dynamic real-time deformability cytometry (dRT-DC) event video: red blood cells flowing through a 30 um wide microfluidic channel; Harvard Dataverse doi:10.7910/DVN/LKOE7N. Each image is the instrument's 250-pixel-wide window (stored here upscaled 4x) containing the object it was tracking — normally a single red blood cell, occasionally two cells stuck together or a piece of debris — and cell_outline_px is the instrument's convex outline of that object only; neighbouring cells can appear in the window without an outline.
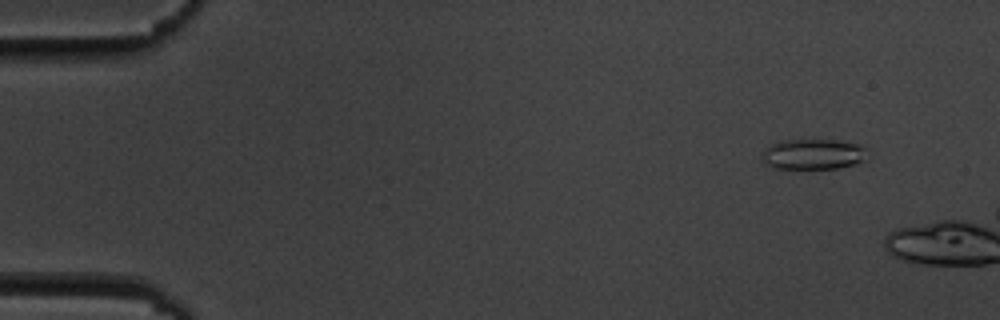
{"species": "common noctule bat (a hibernating species)", "species_latin": "Nyctalus noctula", "temperature_condition": "cold", "stored_images_in_passage": 3, "camera_frame_rate_fps": 3000, "um_per_image_px": 0.085, "animal": {"sex": "male", "body_mass_g": 19.5, "forearm_length_mm": 54.6}, "frame": {"image": 1, "passage_image": 1, "time_ms": 0.0, "image_size_px": [1000, 320], "cell_outline_px": [[868, 160], [856, 164], [840, 168], [772, 168], [760, 156], [772, 144], [784, 140], [840, 140], [860, 144], [868, 148]], "centroid_in_image_um": [69.25, 13.1], "position_along_channel_um": 15.8, "area_um2": 18.9}}